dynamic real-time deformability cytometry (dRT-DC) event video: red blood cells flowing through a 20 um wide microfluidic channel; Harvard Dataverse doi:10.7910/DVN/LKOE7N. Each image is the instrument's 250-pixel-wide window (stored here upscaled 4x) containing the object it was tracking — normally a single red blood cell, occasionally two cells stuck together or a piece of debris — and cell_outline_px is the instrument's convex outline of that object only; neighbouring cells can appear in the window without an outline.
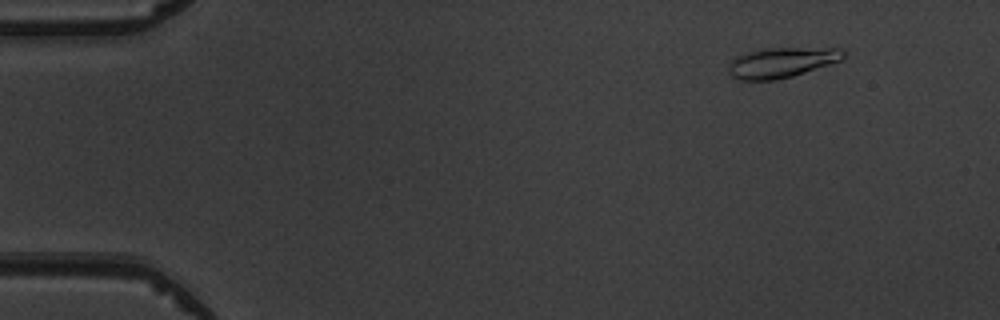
{"species": "common noctule bat (a hibernating species)", "species_latin": "Nyctalus noctula", "temperature_condition": "warm", "stored_images_in_passage": 4, "camera_frame_rate_fps": 3000, "um_per_image_px": 0.085, "animal": {"sex": "male", "body_mass_g": 19.5, "forearm_length_mm": 54.6}, "frame": {"image": 1, "passage_image": 2, "time_ms": 1.333, "image_size_px": [1000, 320], "cell_outline_px": [[848, 52], [840, 60], [792, 76], [776, 80], [736, 80], [728, 72], [728, 64], [736, 56], [748, 52], [764, 48], [840, 48]], "centroid_in_image_um": [66.4, 5.31], "position_along_channel_um": 18.6, "area_um2": 20.17}}